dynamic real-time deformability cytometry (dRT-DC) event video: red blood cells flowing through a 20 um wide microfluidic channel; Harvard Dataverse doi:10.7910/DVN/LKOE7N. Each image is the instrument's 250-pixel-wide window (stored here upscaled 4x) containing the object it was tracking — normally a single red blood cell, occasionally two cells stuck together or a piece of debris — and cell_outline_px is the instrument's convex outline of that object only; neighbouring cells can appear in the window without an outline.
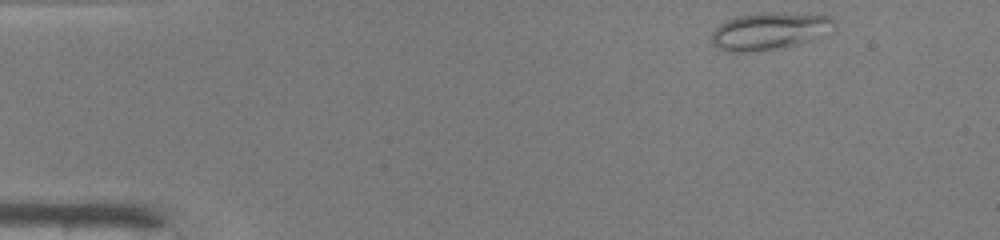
{"species": "common noctule bat (a hibernating species)", "species_latin": "Nyctalus noctula", "temperature_condition": "warm", "stored_images_in_passage": 44, "camera_frame_rate_fps": 3000, "um_per_image_px": 0.085, "animal": {"sex": "male", "body_mass_g": 19.0, "forearm_length_mm": 50.8}, "frame": {"image": 1, "passage_image": 1, "time_ms": 0.0, "image_size_px": [1000, 240], "cell_outline_px": [[836, 24], [812, 40], [800, 44], [776, 48], [748, 52], [728, 52], [712, 44], [712, 32], [720, 24], [736, 16], [764, 12], [824, 12], [832, 16]], "centroid_in_image_um": [65.46, 2.59], "position_along_channel_um": 19.5, "area_um2": 26.99}}
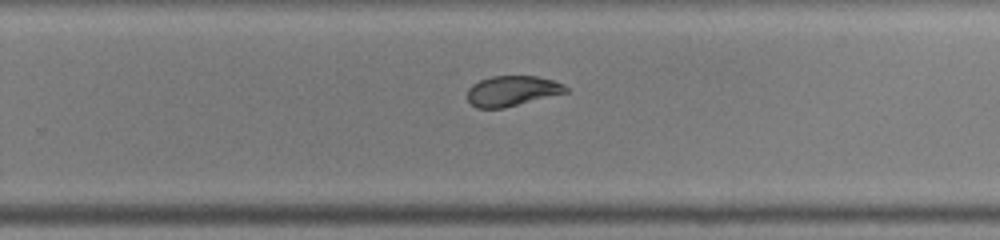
{"frame": {"image": 2, "passage_image": 27, "time_ms": 8.667, "image_size_px": [1000, 240], "cell_outline_px": [[568, 92], [504, 108], [476, 108], [468, 100], [468, 88], [472, 84], [480, 80], [492, 76], [536, 76], [552, 80], [564, 84], [568, 88]], "centroid_in_image_um": [43.53, 7.73], "position_along_channel_um": 286.3, "area_um2": 17.34}}
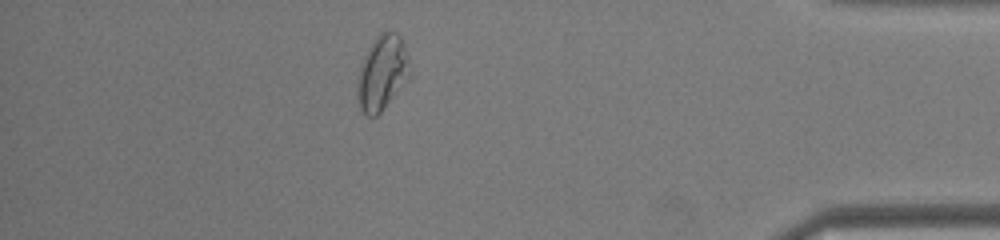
{"frame": {"image": 3, "passage_image": 38, "time_ms": 12.333, "image_size_px": [1000, 240], "cell_outline_px": [[408, 76], [380, 112], [376, 116], [364, 116], [360, 108], [356, 96], [356, 80], [360, 64], [372, 40], [380, 32], [396, 32], [400, 36], [408, 56]], "centroid_in_image_um": [32.4, 6.17], "position_along_channel_um": 402.8, "area_um2": 22.54}, "authors_computed_cell_mechanics": {"area_um2": 20.3456, "velocity_mm_per_s": 4.2043, "shape_relaxation_time_tau1_ms": null, "shape_relaxation_time_tau2_ms": 1.6657, "deformation_change_tau1": null, "deformation_change_tau2": 0.0515}}